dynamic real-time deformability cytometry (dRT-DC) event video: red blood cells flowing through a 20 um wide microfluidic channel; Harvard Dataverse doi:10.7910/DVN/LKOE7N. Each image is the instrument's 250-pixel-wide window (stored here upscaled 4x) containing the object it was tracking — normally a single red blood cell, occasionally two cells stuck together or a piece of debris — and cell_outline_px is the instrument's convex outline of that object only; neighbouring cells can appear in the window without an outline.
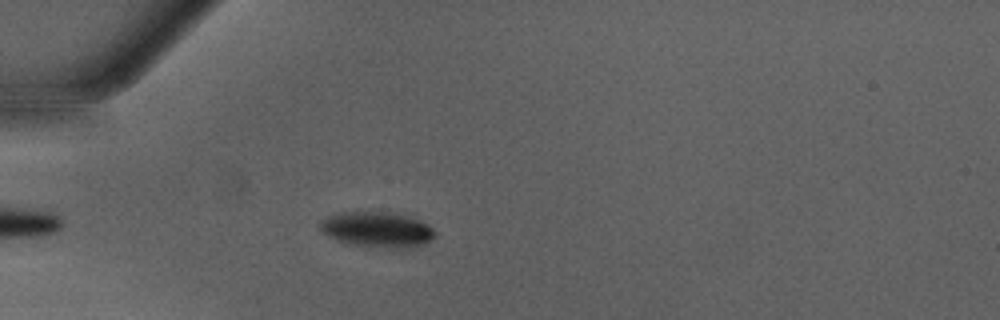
{"species": "Egyptian fruit bat (a non-hibernating species)", "species_latin": "Rousettus aegyptiacus", "temperature_condition": "warm", "stored_images_in_passage": 40, "camera_frame_rate_fps": 3000, "um_per_image_px": 0.085, "animal": {"sex": "male"}, "frame": {"image": 1, "passage_image": 6, "time_ms": 1.667, "image_size_px": [1000, 320], "cell_outline_px": [[436, 236], [432, 240], [424, 244], [392, 248], [384, 248], [356, 244], [336, 240], [328, 236], [320, 228], [320, 220], [336, 212], [356, 208], [388, 212], [412, 216], [428, 224], [436, 232]], "centroid_in_image_um": [32.03, 19.44], "position_along_channel_um": 53.0, "area_um2": 24.39}}
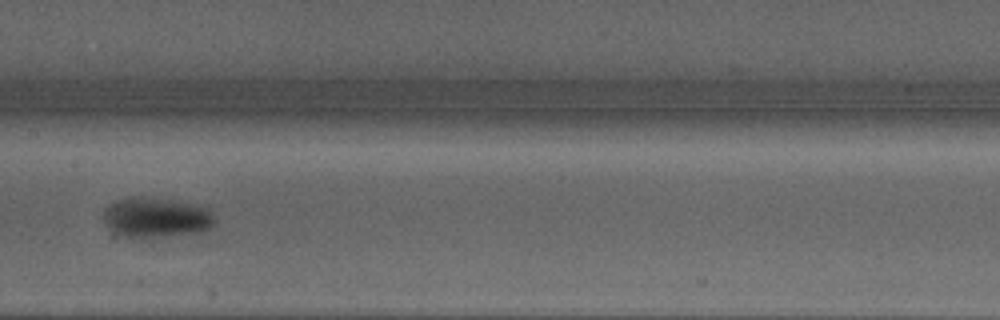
{"frame": {"image": 2, "passage_image": 17, "time_ms": 5.333, "image_size_px": [1000, 320], "cell_outline_px": [[216, 224], [200, 232], [140, 240], [136, 240], [120, 236], [104, 224], [104, 208], [108, 204], [132, 196], [140, 196], [168, 200], [208, 208]], "centroid_in_image_um": [13.2, 18.54], "position_along_channel_um": 194.2, "area_um2": 26.24}}
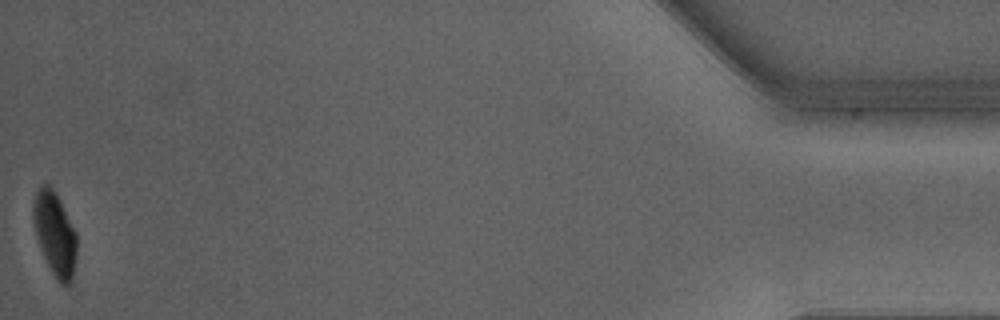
{"frame": {"image": 3, "passage_image": 40, "time_ms": 13.0, "image_size_px": [1000, 320], "cell_outline_px": [[76, 256], [72, 284], [64, 288], [56, 280], [40, 248], [36, 236], [32, 216], [32, 204], [36, 192], [44, 184], [48, 184], [56, 192], [76, 232]], "centroid_in_image_um": [4.67, 19.92], "position_along_channel_um": 430.5, "area_um2": 21.39}, "authors_computed_cell_mechanics": {"area_um2": 25.3164, "velocity_mm_per_s": 4.2638, "shape_relaxation_time_tau1_ms": 4.4478, "shape_relaxation_time_tau2_ms": null, "deformation_change_tau1": 0.1746, "deformation_change_tau2": null}}